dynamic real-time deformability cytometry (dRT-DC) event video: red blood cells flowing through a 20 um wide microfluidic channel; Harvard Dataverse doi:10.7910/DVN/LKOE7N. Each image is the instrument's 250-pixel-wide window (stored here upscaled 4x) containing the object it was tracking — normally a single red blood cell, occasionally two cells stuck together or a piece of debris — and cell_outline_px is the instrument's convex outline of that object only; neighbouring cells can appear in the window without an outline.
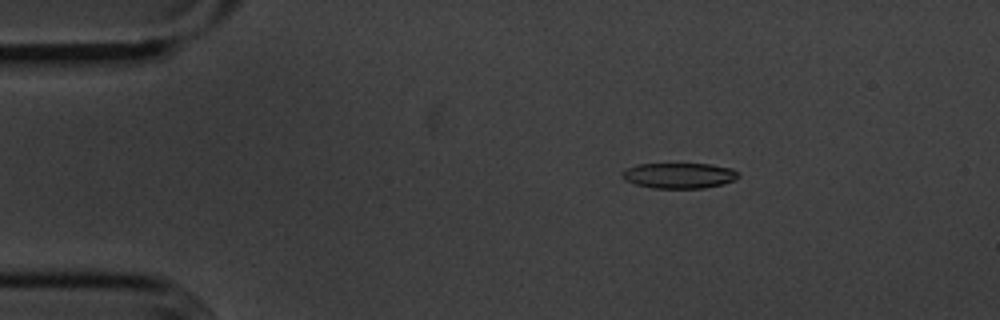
{"species": "common noctule bat (a hibernating species)", "species_latin": "Nyctalus noctula", "temperature_condition": "cold", "stored_images_in_passage": 56, "camera_frame_rate_fps": 3000, "um_per_image_px": 0.085, "animal": {"sex": "male", "body_mass_g": 20.1, "forearm_length_mm": 53.5}, "frame": {"image": 1, "passage_image": 10, "time_ms": 3.0, "image_size_px": [1000, 320], "cell_outline_px": [[740, 176], [736, 180], [724, 184], [704, 188], [652, 188], [636, 184], [624, 180], [620, 176], [628, 168], [636, 164], [708, 164], [732, 168], [740, 172]], "centroid_in_image_um": [57.78, 14.92], "position_along_channel_um": 27.2, "area_um2": 17.4}}
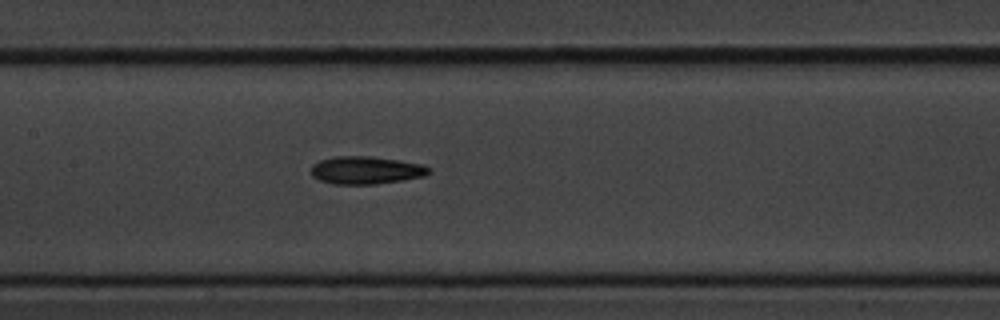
{"frame": {"image": 2, "passage_image": 27, "time_ms": 8.667, "image_size_px": [1000, 320], "cell_outline_px": [[428, 172], [424, 176], [404, 180], [376, 184], [332, 184], [320, 180], [312, 176], [312, 164], [320, 160], [336, 156], [372, 156], [424, 164], [428, 168]], "centroid_in_image_um": [31.09, 14.46], "position_along_channel_um": 176.3, "area_um2": 19.02}}
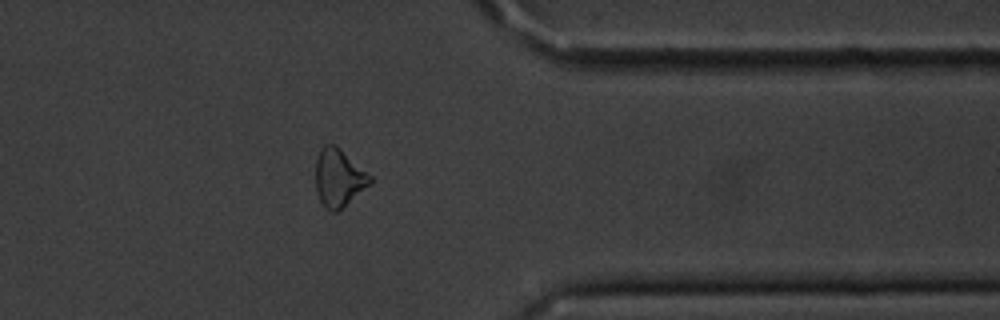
{"frame": {"image": 3, "passage_image": 45, "time_ms": 14.667, "image_size_px": [1000, 320], "cell_outline_px": [[372, 180], [368, 184], [336, 212], [332, 212], [324, 208], [316, 192], [316, 160], [320, 148], [324, 144], [336, 144], [372, 176]], "centroid_in_image_um": [28.75, 15.08], "position_along_channel_um": 382.6, "area_um2": 18.09}, "authors_computed_cell_mechanics": {"area_um2": 18.4093, "velocity_mm_per_s": 3.6241, "shape_relaxation_time_tau1_ms": 2.484, "shape_relaxation_time_tau2_ms": 10.1242, "deformation_change_tau1": 0.0875, "deformation_change_tau2": 0.2074}}